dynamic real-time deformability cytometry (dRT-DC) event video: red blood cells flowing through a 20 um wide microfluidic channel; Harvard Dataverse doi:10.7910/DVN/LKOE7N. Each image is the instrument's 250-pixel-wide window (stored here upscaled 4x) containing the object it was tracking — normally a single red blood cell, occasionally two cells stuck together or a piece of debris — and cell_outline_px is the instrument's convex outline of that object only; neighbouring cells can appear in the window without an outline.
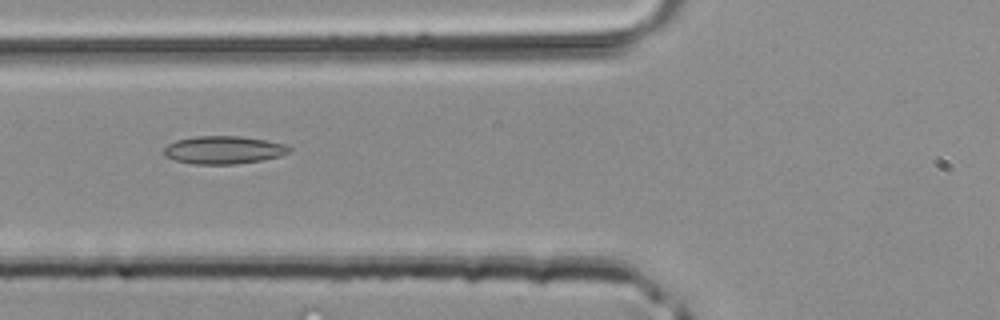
{"species": "common noctule bat (a hibernating species)", "species_latin": "Nyctalus noctula", "temperature_condition": "room temperature", "stored_images_in_passage": 30, "camera_frame_rate_fps": 3000, "um_per_image_px": 0.085, "animal": {"sex": "male", "body_mass_g": 20.4}, "frame": {"image": 1, "passage_image": 4, "time_ms": 1.0, "image_size_px": [1000, 320], "cell_outline_px": [[292, 152], [280, 156], [264, 160], [236, 164], [192, 164], [176, 160], [164, 156], [164, 148], [168, 144], [176, 140], [196, 136], [240, 136], [264, 140], [284, 144], [292, 148]], "centroid_in_image_um": [19.02, 12.75], "position_along_channel_um": 106.8, "area_um2": 20.46}}
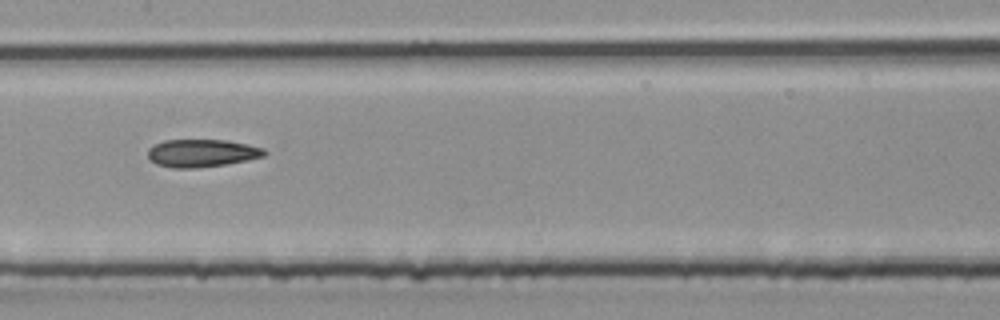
{"frame": {"image": 2, "passage_image": 9, "time_ms": 2.667, "image_size_px": [1000, 320], "cell_outline_px": [[268, 152], [264, 156], [248, 160], [224, 164], [196, 168], [172, 168], [156, 164], [148, 156], [148, 148], [152, 144], [164, 140], [228, 140], [248, 144], [264, 148]], "centroid_in_image_um": [17.16, 13.0], "position_along_channel_um": 190.2, "area_um2": 18.96}}
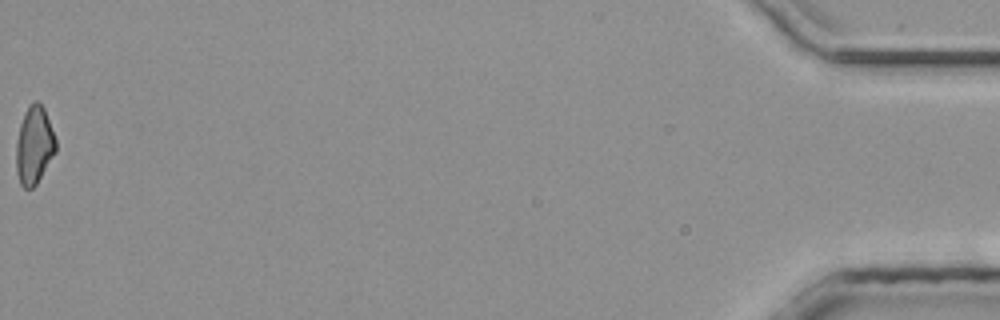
{"frame": {"image": 3, "passage_image": 30, "time_ms": 9.667, "image_size_px": [1000, 320], "cell_outline_px": [[56, 152], [36, 184], [32, 188], [24, 188], [20, 184], [16, 172], [16, 140], [20, 124], [24, 112], [28, 104], [36, 100], [44, 108], [56, 140]], "centroid_in_image_um": [2.89, 12.34], "position_along_channel_um": 432.3, "area_um2": 18.03}}